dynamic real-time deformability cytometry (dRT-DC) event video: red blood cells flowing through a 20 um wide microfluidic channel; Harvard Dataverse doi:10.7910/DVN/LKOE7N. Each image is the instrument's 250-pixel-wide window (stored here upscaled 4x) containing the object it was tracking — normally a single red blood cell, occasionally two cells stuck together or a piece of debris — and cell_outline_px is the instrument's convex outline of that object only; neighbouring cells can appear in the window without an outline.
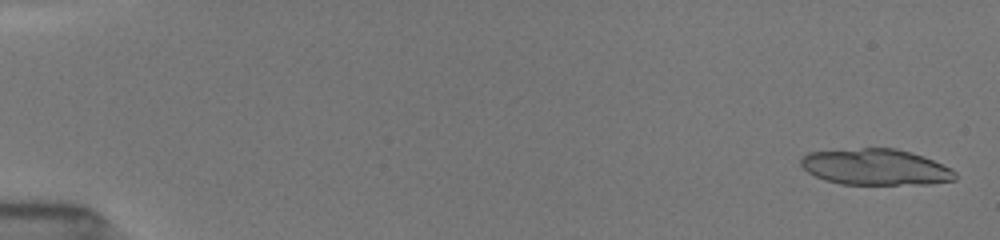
{"species": "common noctule bat (a hibernating species)", "species_latin": "Nyctalus noctula", "temperature_condition": "room temperature", "stored_images_in_passage": 38, "segment_of_instrument_passage": [1, 2], "camera_frame_rate_fps": 3000, "um_per_image_px": 0.085, "animal": {"sex": "female", "body_mass_g": 19.5, "forearm_length_mm": 54.1}, "frame": {"image": 1, "passage_image": 1, "time_ms": 0.0, "image_size_px": [1000, 240], "cell_outline_px": [[956, 180], [932, 184], [840, 184], [824, 180], [808, 172], [800, 164], [800, 156], [808, 152], [864, 148], [892, 148], [908, 152], [932, 160], [956, 172]], "centroid_in_image_um": [74.38, 14.21], "position_along_channel_um": 10.6, "area_um2": 32.25}}